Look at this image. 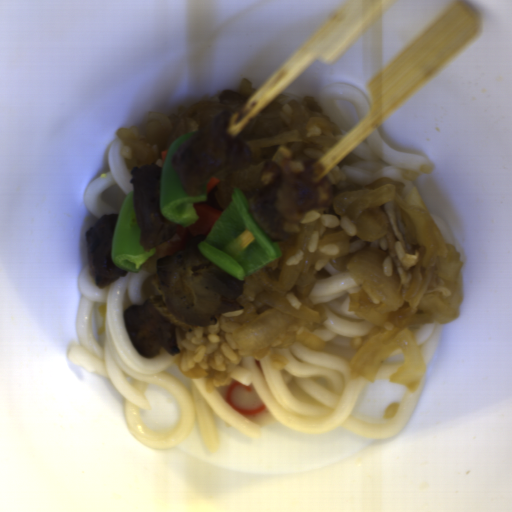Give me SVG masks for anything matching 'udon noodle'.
Masks as SVG:
<instances>
[{
  "mask_svg": "<svg viewBox=\"0 0 512 512\" xmlns=\"http://www.w3.org/2000/svg\"><path fill=\"white\" fill-rule=\"evenodd\" d=\"M441 323L424 324L414 334L424 364L433 358L439 343Z\"/></svg>",
  "mask_w": 512,
  "mask_h": 512,
  "instance_id": "72d5601a",
  "label": "udon noodle"
},
{
  "mask_svg": "<svg viewBox=\"0 0 512 512\" xmlns=\"http://www.w3.org/2000/svg\"><path fill=\"white\" fill-rule=\"evenodd\" d=\"M337 166L346 177L340 190L393 178L403 184L401 193L405 196L414 188L417 177L429 171L431 161L419 154L396 150L376 128Z\"/></svg>",
  "mask_w": 512,
  "mask_h": 512,
  "instance_id": "8dc81ce9",
  "label": "udon noodle"
},
{
  "mask_svg": "<svg viewBox=\"0 0 512 512\" xmlns=\"http://www.w3.org/2000/svg\"><path fill=\"white\" fill-rule=\"evenodd\" d=\"M406 359L404 349L395 350L390 354L374 374L373 381L390 379Z\"/></svg>",
  "mask_w": 512,
  "mask_h": 512,
  "instance_id": "d8cb7926",
  "label": "udon noodle"
},
{
  "mask_svg": "<svg viewBox=\"0 0 512 512\" xmlns=\"http://www.w3.org/2000/svg\"><path fill=\"white\" fill-rule=\"evenodd\" d=\"M312 274L315 285L307 297L322 305L327 320L313 332L324 341L321 351L299 342L277 347L287 360L277 369L269 358L247 356L240 364L228 363L231 380L253 385L258 397L276 419L291 431L316 435L343 428L369 440L396 436L412 417L422 392L421 380L414 393L406 390L399 411L381 424L359 421L351 412L368 379L353 378L348 369L352 357L363 347L374 323L349 313L350 295L361 288L350 271H338L329 259H318Z\"/></svg>",
  "mask_w": 512,
  "mask_h": 512,
  "instance_id": "a0691cae",
  "label": "udon noodle"
},
{
  "mask_svg": "<svg viewBox=\"0 0 512 512\" xmlns=\"http://www.w3.org/2000/svg\"><path fill=\"white\" fill-rule=\"evenodd\" d=\"M434 224L436 225L444 243L454 247L458 251L459 240L451 228L448 221L443 219L437 214H429Z\"/></svg>",
  "mask_w": 512,
  "mask_h": 512,
  "instance_id": "d3334bbd",
  "label": "udon noodle"
},
{
  "mask_svg": "<svg viewBox=\"0 0 512 512\" xmlns=\"http://www.w3.org/2000/svg\"><path fill=\"white\" fill-rule=\"evenodd\" d=\"M180 241L175 235L153 247L155 253L139 268L118 278L103 289L96 287L89 262L80 271L77 282L81 297L76 327L79 341L68 347L67 358L73 364L111 380L124 400L129 434L149 448L177 447L197 425L204 448L218 451L216 419L247 436L261 437L265 426H258L240 414L213 388L206 389L205 377L189 379L171 356L161 349L151 358L134 347L125 327L123 311L131 305H143L154 293L153 279L157 261L166 257L170 245ZM171 391L181 407L177 426L169 432L144 428L138 413L146 406V390L152 384Z\"/></svg>",
  "mask_w": 512,
  "mask_h": 512,
  "instance_id": "d5520da0",
  "label": "udon noodle"
},
{
  "mask_svg": "<svg viewBox=\"0 0 512 512\" xmlns=\"http://www.w3.org/2000/svg\"><path fill=\"white\" fill-rule=\"evenodd\" d=\"M336 101L352 103L355 115L361 121L369 114L371 103L356 85L344 81L327 84L321 89L317 103H319L324 115L330 117L341 129V135L334 138L336 142H339L352 131L354 126L336 111Z\"/></svg>",
  "mask_w": 512,
  "mask_h": 512,
  "instance_id": "49779ff9",
  "label": "udon noodle"
},
{
  "mask_svg": "<svg viewBox=\"0 0 512 512\" xmlns=\"http://www.w3.org/2000/svg\"><path fill=\"white\" fill-rule=\"evenodd\" d=\"M348 238H349V244L352 243L353 241L357 240V239H361L356 233L353 236H350L348 234Z\"/></svg>",
  "mask_w": 512,
  "mask_h": 512,
  "instance_id": "abd8cbbc",
  "label": "udon noodle"
},
{
  "mask_svg": "<svg viewBox=\"0 0 512 512\" xmlns=\"http://www.w3.org/2000/svg\"><path fill=\"white\" fill-rule=\"evenodd\" d=\"M124 143L120 137L111 143L107 155L109 164L107 172L94 178L84 193L83 202L97 218V221L106 214L117 215L116 209L102 200V192L112 186H120L125 198L134 192V184L129 183L132 174L127 169L125 159L120 153Z\"/></svg>",
  "mask_w": 512,
  "mask_h": 512,
  "instance_id": "b55badf4",
  "label": "udon noodle"
}]
</instances>
